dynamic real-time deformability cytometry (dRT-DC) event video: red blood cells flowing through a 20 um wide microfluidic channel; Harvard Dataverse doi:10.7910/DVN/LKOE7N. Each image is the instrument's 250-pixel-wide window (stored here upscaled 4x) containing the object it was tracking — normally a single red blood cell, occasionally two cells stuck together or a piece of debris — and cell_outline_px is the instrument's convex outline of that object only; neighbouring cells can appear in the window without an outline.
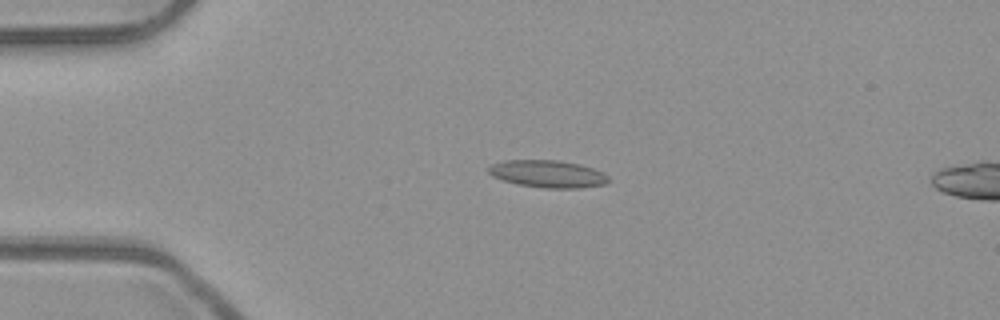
{"species": "common noctule bat (a hibernating species)", "species_latin": "Nyctalus noctula", "temperature_condition": "room temperature", "stored_images_in_passage": 52, "camera_frame_rate_fps": 3000, "um_per_image_px": 0.085, "animal": {"sex": "male", "body_mass_g": 23.1, "forearm_length_mm": 52.7}, "frame": {"image": 1, "passage_image": 12, "time_ms": 3.667, "image_size_px": [1000, 320], "cell_outline_px": [[608, 180], [604, 184], [580, 188], [544, 188], [516, 184], [492, 176], [488, 172], [488, 168], [492, 164], [504, 160], [556, 160], [580, 164], [604, 172], [608, 176]], "centroid_in_image_um": [46.55, 14.78], "position_along_channel_um": 38.5, "area_um2": 19.07}}
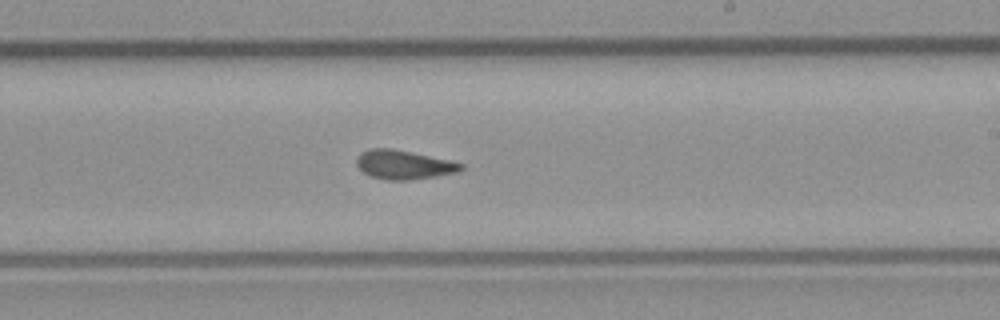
{"frame": {"image": 2, "passage_image": 31, "time_ms": 10.0, "image_size_px": [1000, 320], "cell_outline_px": [[464, 168], [460, 172], [436, 176], [408, 180], [388, 180], [372, 176], [364, 172], [356, 164], [356, 156], [360, 152], [368, 148], [392, 148], [452, 160], [464, 164]], "centroid_in_image_um": [34.34, 13.98], "position_along_channel_um": 254.7, "area_um2": 17.86}}
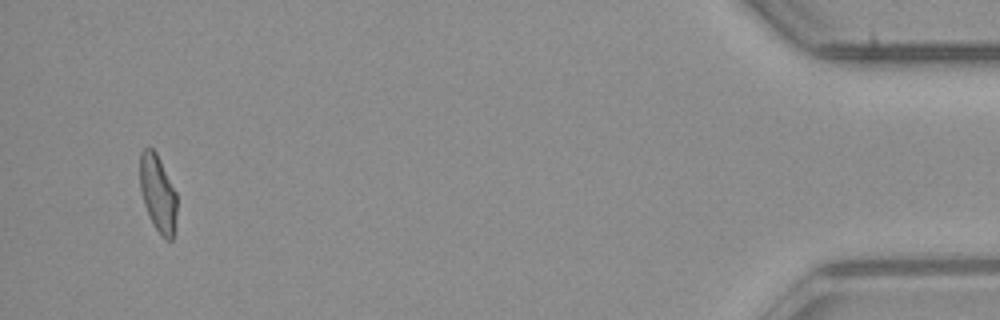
{"frame": {"image": 3, "passage_image": 50, "time_ms": 16.333, "image_size_px": [1000, 320], "cell_outline_px": [[176, 212], [172, 240], [168, 240], [160, 236], [144, 204], [140, 188], [140, 152], [148, 144], [156, 152], [176, 192]], "centroid_in_image_um": [13.4, 16.38], "position_along_channel_um": 421.8, "area_um2": 16.36}, "authors_computed_cell_mechanics": {"area_um2": 17.629, "velocity_mm_per_s": 3.9436, "shape_relaxation_time_tau1_ms": null, "shape_relaxation_time_tau2_ms": 2.1432, "deformation_change_tau1": null, "deformation_change_tau2": 0.0815}}